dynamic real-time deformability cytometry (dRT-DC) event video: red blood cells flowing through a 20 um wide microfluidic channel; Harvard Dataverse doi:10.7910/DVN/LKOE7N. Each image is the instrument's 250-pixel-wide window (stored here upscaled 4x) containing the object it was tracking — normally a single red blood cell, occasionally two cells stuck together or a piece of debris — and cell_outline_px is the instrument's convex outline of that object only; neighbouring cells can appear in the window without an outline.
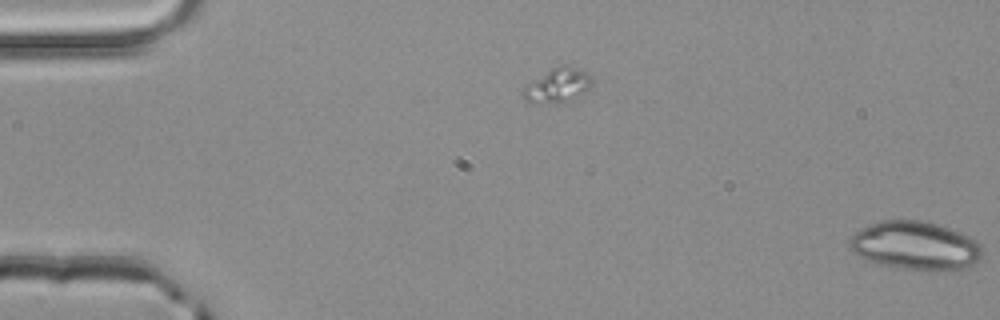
{"species": "common noctule bat (a hibernating species)", "species_latin": "Nyctalus noctula", "temperature_condition": "room temperature", "stored_images_in_passage": 2, "segment_of_instrument_passage": [2, 2], "camera_frame_rate_fps": 3000, "um_per_image_px": 0.085, "animal": {"sex": "male", "body_mass_g": 20.4}, "frame": {"image": 1, "passage_image": 2, "time_ms": 0.333, "image_size_px": [1000, 320], "cell_outline_px": [[980, 260], [964, 268], [904, 268], [880, 264], [868, 260], [852, 252], [848, 248], [848, 240], [856, 232], [880, 220], [920, 220], [936, 224], [960, 232], [976, 240], [980, 248]], "centroid_in_image_um": [77.74, 20.84], "position_along_channel_um": 7.3, "area_um2": 36.41}}